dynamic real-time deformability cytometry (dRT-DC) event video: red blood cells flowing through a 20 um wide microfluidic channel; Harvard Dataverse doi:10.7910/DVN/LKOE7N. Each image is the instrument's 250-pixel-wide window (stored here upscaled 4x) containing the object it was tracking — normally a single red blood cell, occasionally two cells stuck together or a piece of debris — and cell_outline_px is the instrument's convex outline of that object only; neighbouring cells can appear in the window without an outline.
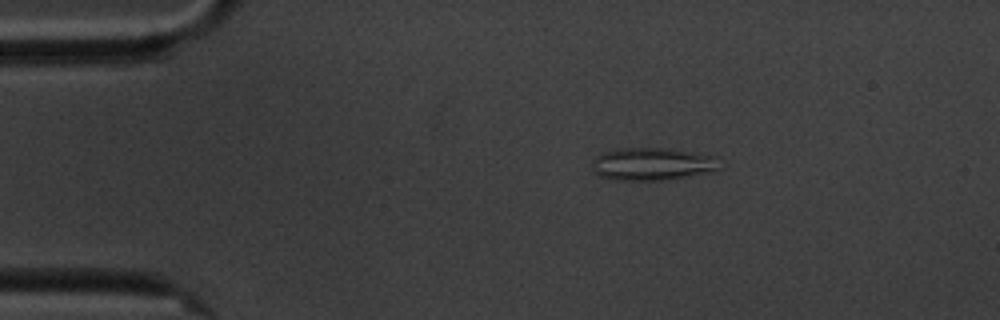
{"species": "common noctule bat (a hibernating species)", "species_latin": "Nyctalus noctula", "temperature_condition": "cold", "stored_images_in_passage": 52, "camera_frame_rate_fps": 3000, "um_per_image_px": 0.085, "animal": {"sex": "male", "body_mass_g": 20.1, "forearm_length_mm": 53.5}, "frame": {"image": 1, "passage_image": 4, "time_ms": 1.0, "image_size_px": [1000, 320], "cell_outline_px": [[720, 168], [712, 172], [668, 180], [616, 180], [600, 176], [592, 168], [592, 160], [596, 156], [604, 152], [620, 148], [660, 148], [720, 156]], "centroid_in_image_um": [55.5, 13.95], "position_along_channel_um": 29.5, "area_um2": 24.45}}
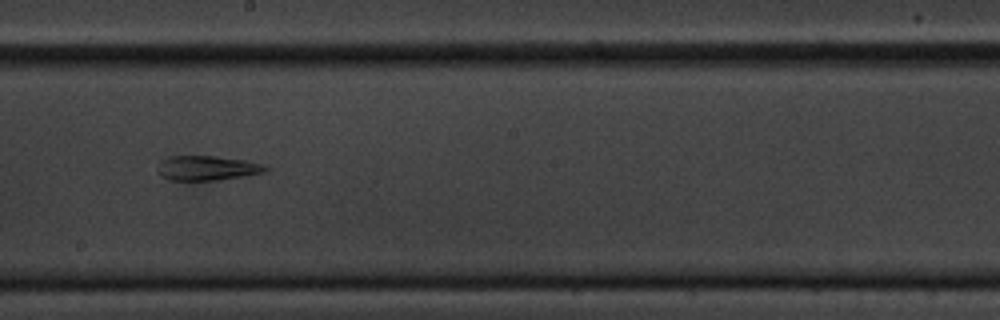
{"frame": {"image": 2, "passage_image": 26, "time_ms": 8.333, "image_size_px": [1000, 320], "cell_outline_px": [[272, 168], [264, 172], [244, 176], [216, 180], [168, 180], [156, 172], [156, 168], [160, 160], [168, 156], [216, 156], [244, 160], [264, 164]], "centroid_in_image_um": [17.58, 14.28], "position_along_channel_um": 230.6, "area_um2": 15.72}}
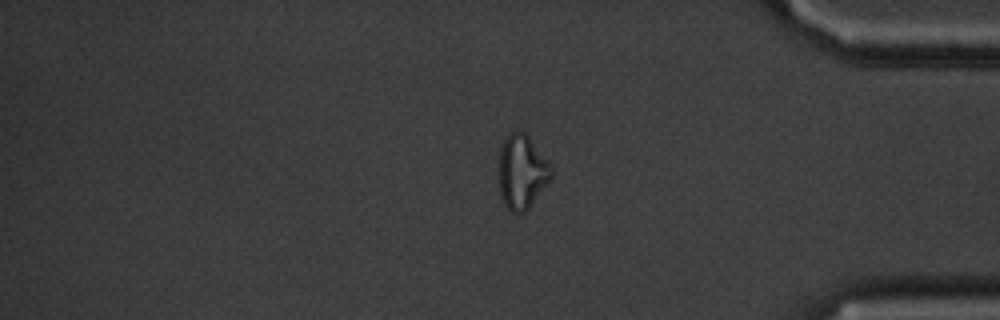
{"frame": {"image": 3, "passage_image": 42, "time_ms": 13.667, "image_size_px": [1000, 320], "cell_outline_px": [[552, 176], [528, 208], [524, 212], [516, 216], [504, 204], [500, 196], [500, 148], [508, 132], [524, 132], [528, 136], [552, 168]], "centroid_in_image_um": [44.34, 14.63], "position_along_channel_um": 390.9, "area_um2": 22.14}, "authors_computed_cell_mechanics": {"area_um2": 20.1144, "velocity_mm_per_s": 3.4287, "shape_relaxation_time_tau1_ms": null, "shape_relaxation_time_tau2_ms": 3.3903, "deformation_change_tau1": null, "deformation_change_tau2": 0.1149}}